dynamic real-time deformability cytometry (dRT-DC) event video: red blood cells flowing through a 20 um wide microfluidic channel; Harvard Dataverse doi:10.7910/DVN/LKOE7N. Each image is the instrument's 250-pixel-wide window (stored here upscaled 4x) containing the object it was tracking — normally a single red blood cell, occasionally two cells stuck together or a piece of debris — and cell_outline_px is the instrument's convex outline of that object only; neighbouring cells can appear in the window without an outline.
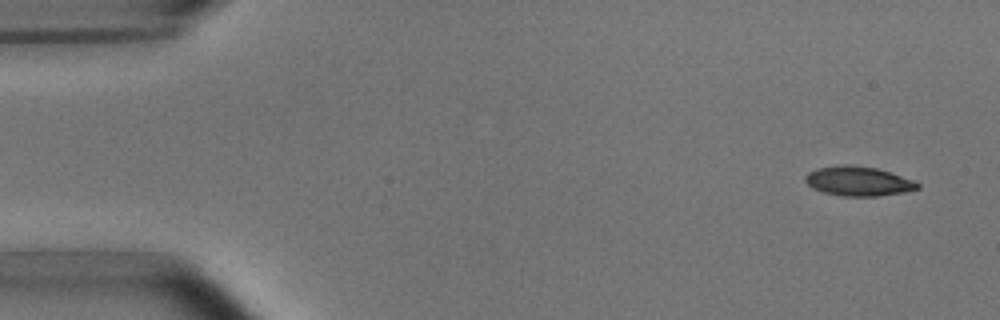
{"species": "common noctule bat (a hibernating species)", "species_latin": "Nyctalus noctula", "temperature_condition": "room temperature", "stored_images_in_passage": 5, "segment_of_instrument_passage": [2, 2], "camera_frame_rate_fps": 3000, "um_per_image_px": 0.085, "animal": {"sex": "male", "body_mass_g": 15.6}, "frame": {"image": 1, "passage_image": 5, "time_ms": 4.667, "image_size_px": [1000, 320], "cell_outline_px": [[920, 188], [904, 192], [876, 196], [844, 196], [824, 192], [812, 188], [804, 180], [804, 176], [808, 172], [816, 168], [844, 164], [876, 168], [916, 180], [920, 184]], "centroid_in_image_um": [72.96, 15.39], "position_along_channel_um": 12.0, "area_um2": 19.31}}